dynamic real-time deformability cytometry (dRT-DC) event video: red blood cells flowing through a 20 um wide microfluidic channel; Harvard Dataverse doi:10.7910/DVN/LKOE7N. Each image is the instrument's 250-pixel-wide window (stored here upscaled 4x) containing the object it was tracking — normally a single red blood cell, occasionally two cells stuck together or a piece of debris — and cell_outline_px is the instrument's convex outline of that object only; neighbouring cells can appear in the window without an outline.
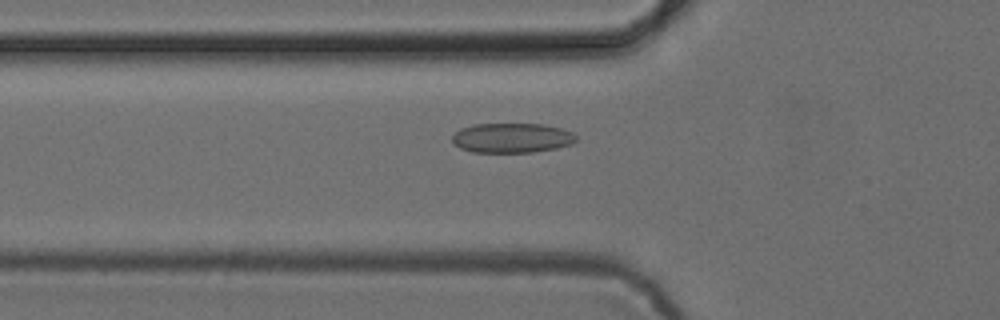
{"species": "common noctule bat (a hibernating species)", "species_latin": "Nyctalus noctula", "temperature_condition": "cold", "stored_images_in_passage": 49, "camera_frame_rate_fps": 3000, "um_per_image_px": 0.085, "animal": {"sex": "female", "body_mass_g": 24.6, "forearm_length_mm": 56.2}, "frame": {"image": 1, "passage_image": 14, "time_ms": 4.333, "image_size_px": [1000, 320], "cell_outline_px": [[576, 140], [572, 144], [556, 148], [532, 152], [472, 152], [460, 148], [452, 140], [452, 136], [460, 128], [472, 124], [544, 124], [560, 128], [572, 132], [576, 136]], "centroid_in_image_um": [43.5, 11.72], "position_along_channel_um": 82.3, "area_um2": 21.44}}
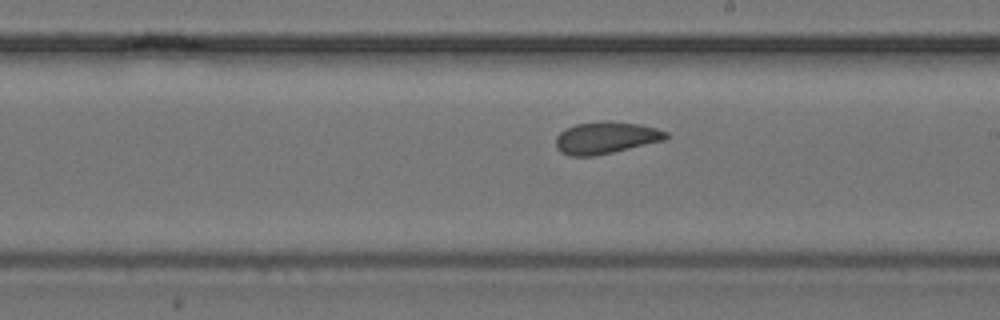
{"frame": {"image": 2, "passage_image": 26, "time_ms": 8.333, "image_size_px": [1000, 320], "cell_outline_px": [[668, 136], [664, 140], [612, 152], [592, 156], [568, 156], [560, 152], [556, 148], [556, 136], [560, 132], [576, 124], [600, 120], [608, 120], [640, 124], [656, 128], [668, 132]], "centroid_in_image_um": [51.47, 11.69], "position_along_channel_um": 237.5, "area_um2": 20.58}}
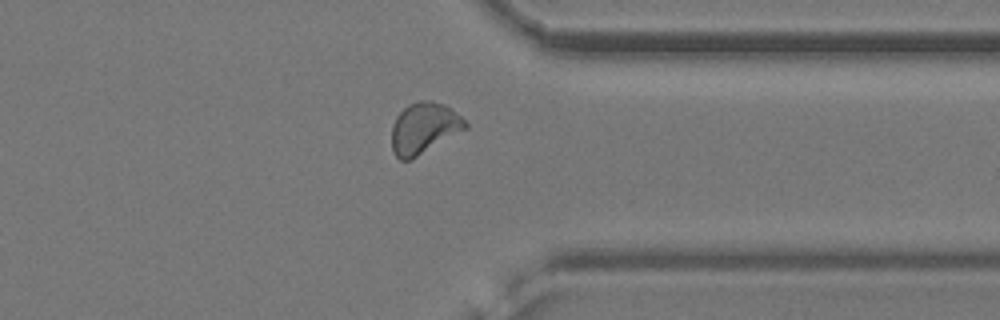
{"frame": {"image": 3, "passage_image": 37, "time_ms": 12.0, "image_size_px": [1000, 320], "cell_outline_px": [[468, 128], [412, 160], [400, 160], [392, 152], [392, 124], [396, 116], [408, 104], [420, 100], [432, 100], [444, 104], [452, 108], [468, 124]], "centroid_in_image_um": [36.04, 10.9], "position_along_channel_um": 375.4, "area_um2": 22.25}, "authors_computed_cell_mechanics": {"area_um2": 20.6346, "velocity_mm_per_s": 3.8619, "shape_relaxation_time_tau1_ms": 9.4995, "shape_relaxation_time_tau2_ms": 1.9633, "deformation_change_tau1": 0.1554, "deformation_change_tau2": 0.0657}}